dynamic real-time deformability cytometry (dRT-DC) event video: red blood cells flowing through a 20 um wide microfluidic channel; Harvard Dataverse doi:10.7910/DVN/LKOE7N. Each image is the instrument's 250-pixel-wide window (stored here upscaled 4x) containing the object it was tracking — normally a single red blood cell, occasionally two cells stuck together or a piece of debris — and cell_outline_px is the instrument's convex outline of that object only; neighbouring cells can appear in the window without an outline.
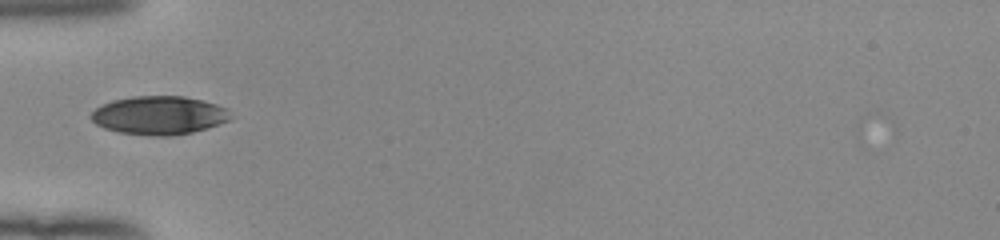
{"species": "human", "species_latin": "Homo sapiens", "temperature_condition": "room temperature", "stored_images_in_passage": 35, "camera_frame_rate_fps": 3000, "um_per_image_px": 0.085, "donor": {"sex": "female"}, "frame": {"image": 1, "passage_image": 1, "time_ms": 0.0, "image_size_px": [1000, 240], "cell_outline_px": [[228, 120], [220, 124], [208, 128], [192, 132], [172, 136], [152, 136], [116, 132], [104, 128], [96, 124], [88, 116], [96, 108], [112, 100], [132, 96], [184, 96], [216, 104], [228, 108]], "centroid_in_image_um": [13.48, 9.81], "position_along_channel_um": 71.5, "area_um2": 31.33}}
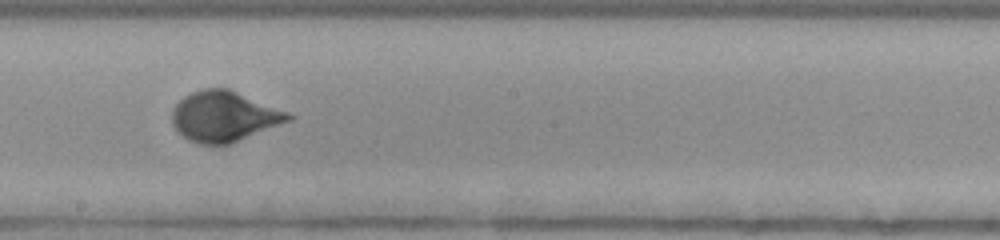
{"frame": {"image": 2, "passage_image": 13, "time_ms": 4.0, "image_size_px": [1000, 240], "cell_outline_px": [[296, 116], [292, 120], [228, 144], [200, 144], [188, 140], [172, 124], [172, 108], [184, 96], [192, 92], [204, 88], [228, 88], [288, 112]], "centroid_in_image_um": [19.05, 9.88], "position_along_channel_um": 229.2, "area_um2": 33.87}}
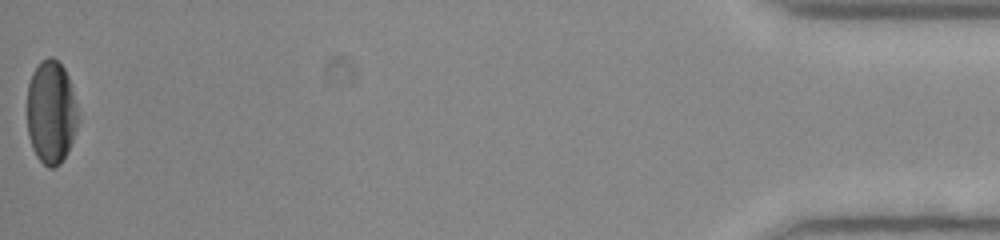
{"frame": {"image": 3, "passage_image": 35, "time_ms": 11.333, "image_size_px": [1000, 240], "cell_outline_px": [[76, 128], [72, 140], [60, 164], [52, 168], [48, 168], [36, 156], [32, 148], [28, 136], [28, 84], [32, 72], [40, 60], [48, 56], [52, 56], [64, 68], [68, 76], [76, 104]], "centroid_in_image_um": [4.31, 9.51], "position_along_channel_um": 430.9, "area_um2": 30.35}, "authors_computed_cell_mechanics": {"area_um2": 32.368, "velocity_mm_per_s": 3.9531, "shape_relaxation_time_tau1_ms": 3.3531, "shape_relaxation_time_tau2_ms": null, "deformation_change_tau1": 0.1581, "deformation_change_tau2": null}}